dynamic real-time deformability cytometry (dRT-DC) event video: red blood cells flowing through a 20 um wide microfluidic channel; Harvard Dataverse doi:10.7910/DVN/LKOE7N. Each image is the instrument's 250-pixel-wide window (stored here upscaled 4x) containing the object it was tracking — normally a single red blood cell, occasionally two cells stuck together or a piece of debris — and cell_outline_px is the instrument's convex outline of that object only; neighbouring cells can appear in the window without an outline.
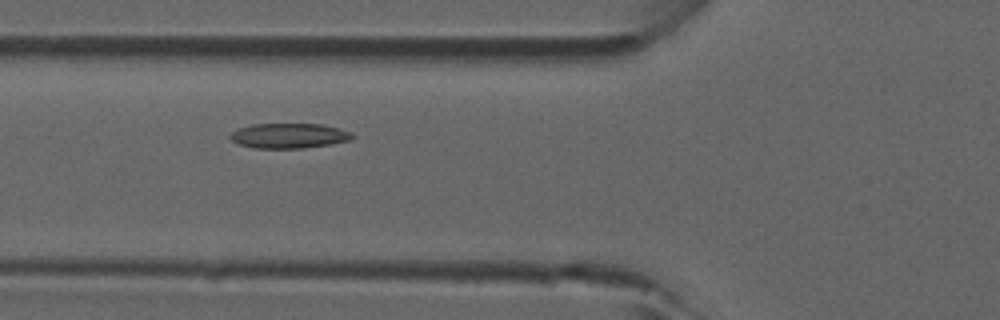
{"species": "common noctule bat (a hibernating species)", "species_latin": "Nyctalus noctula", "temperature_condition": "room temperature", "stored_images_in_passage": 4, "camera_frame_rate_fps": 3000, "um_per_image_px": 0.085, "animal": {"sex": "male", "forearm_length_mm": 52.5}, "frame": {"image": 1, "passage_image": 3, "time_ms": 0.667, "image_size_px": [1000, 320], "cell_outline_px": [[356, 136], [352, 140], [304, 148], [256, 148], [236, 144], [228, 136], [232, 132], [240, 128], [252, 124], [320, 124], [340, 128], [352, 132]], "centroid_in_image_um": [24.59, 11.54], "position_along_channel_um": 101.2, "area_um2": 17.86}}
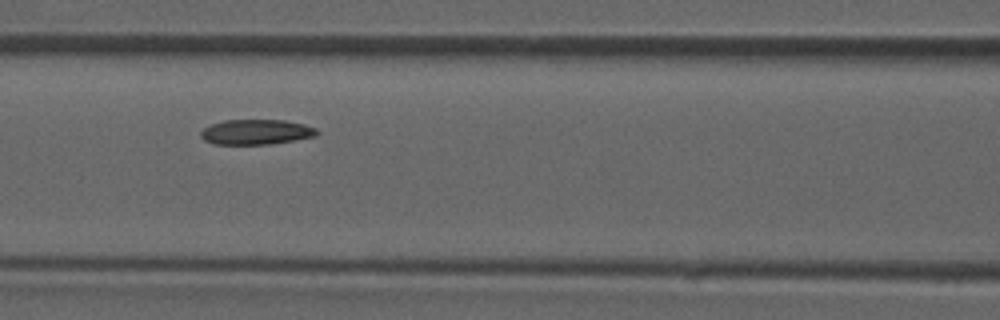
{"frame": {"image": 2, "passage_image": 4, "time_ms": 1.0, "image_size_px": [1000, 320], "cell_outline_px": [[320, 132], [316, 136], [268, 144], [216, 144], [204, 140], [200, 136], [200, 132], [204, 128], [212, 124], [224, 120], [284, 120], [304, 124], [316, 128]], "centroid_in_image_um": [21.78, 11.21], "position_along_channel_um": 144.8, "area_um2": 16.88}}